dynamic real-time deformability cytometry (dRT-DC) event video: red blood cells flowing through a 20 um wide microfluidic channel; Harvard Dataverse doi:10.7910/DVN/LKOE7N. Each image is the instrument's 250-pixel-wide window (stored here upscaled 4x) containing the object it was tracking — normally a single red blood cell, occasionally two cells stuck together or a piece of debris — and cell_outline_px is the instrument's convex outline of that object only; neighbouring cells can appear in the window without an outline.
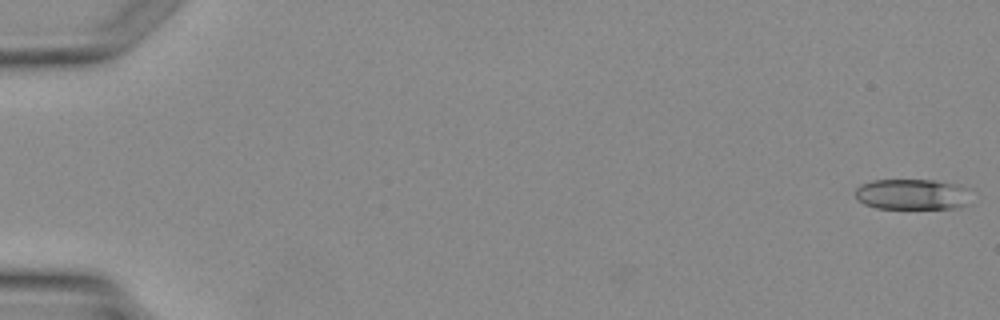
{"species": "Egyptian fruit bat (a non-hibernating species)", "species_latin": "Rousettus aegyptiacus", "temperature_condition": "warm", "stored_images_in_passage": 5, "camera_frame_rate_fps": 3000, "um_per_image_px": 0.085, "animal": {"sex": "female"}, "frame": {"image": 1, "passage_image": 1, "time_ms": 0.0, "image_size_px": [1000, 320], "cell_outline_px": [[968, 188], [964, 204], [956, 208], [876, 208], [864, 204], [856, 196], [856, 188], [860, 184], [872, 180], [936, 180], [960, 184]], "centroid_in_image_um": [77.49, 16.5], "position_along_channel_um": 7.5, "area_um2": 20.52}}
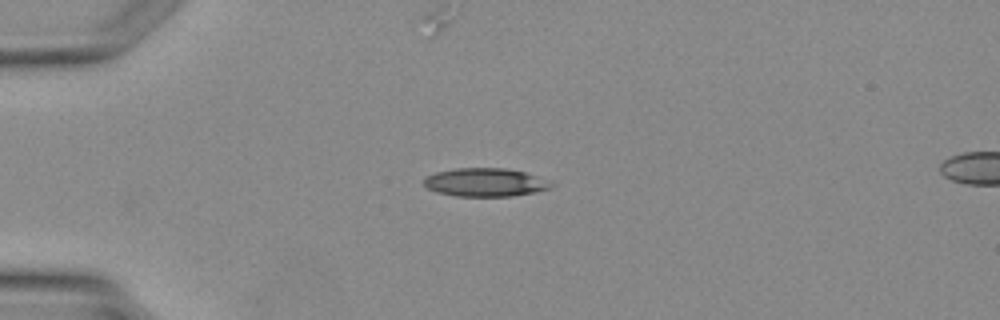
{"frame": {"image": 2, "passage_image": 4, "time_ms": 3.333, "image_size_px": [1000, 320], "cell_outline_px": [[556, 184], [552, 188], [536, 192], [512, 196], [456, 196], [436, 192], [428, 188], [424, 184], [424, 180], [428, 176], [436, 172], [456, 168], [504, 168], [524, 172], [548, 180]], "centroid_in_image_um": [41.29, 15.5], "position_along_channel_um": 43.7, "area_um2": 21.04}}